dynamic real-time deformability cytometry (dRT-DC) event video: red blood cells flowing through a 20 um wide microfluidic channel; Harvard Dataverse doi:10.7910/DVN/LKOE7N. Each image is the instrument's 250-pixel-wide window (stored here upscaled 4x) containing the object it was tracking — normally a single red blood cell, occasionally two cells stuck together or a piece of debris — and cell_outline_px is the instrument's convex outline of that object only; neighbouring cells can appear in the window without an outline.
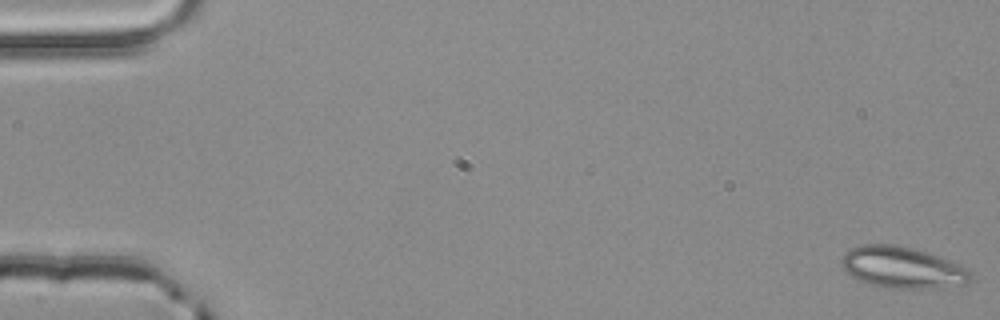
{"species": "common noctule bat (a hibernating species)", "species_latin": "Nyctalus noctula", "temperature_condition": "room temperature", "stored_images_in_passage": 4, "camera_frame_rate_fps": 3000, "um_per_image_px": 0.085, "animal": {"sex": "male", "body_mass_g": 20.4}, "frame": {"image": 1, "passage_image": 1, "time_ms": 0.0, "image_size_px": [1000, 320], "cell_outline_px": [[972, 280], [964, 284], [924, 288], [892, 288], [868, 284], [852, 276], [840, 264], [840, 260], [852, 248], [864, 244], [896, 244], [928, 252], [956, 264], [972, 272]], "centroid_in_image_um": [76.68, 22.73], "position_along_channel_um": 8.3, "area_um2": 30.63}}